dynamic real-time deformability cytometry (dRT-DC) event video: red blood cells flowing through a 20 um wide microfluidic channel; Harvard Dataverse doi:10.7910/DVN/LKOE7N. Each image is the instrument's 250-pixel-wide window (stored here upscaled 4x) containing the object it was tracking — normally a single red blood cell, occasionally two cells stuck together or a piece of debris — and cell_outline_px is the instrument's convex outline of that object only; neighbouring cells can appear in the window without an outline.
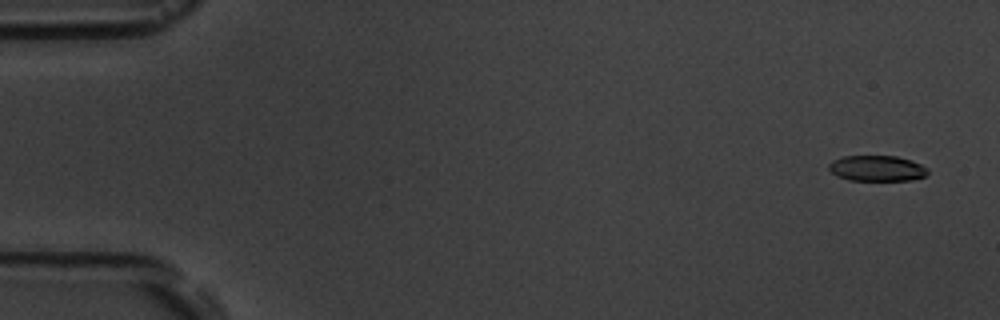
{"species": "common noctule bat (a hibernating species)", "species_latin": "Nyctalus noctula", "temperature_condition": "room temperature", "stored_images_in_passage": 5, "camera_frame_rate_fps": 3000, "um_per_image_px": 0.085, "animal": {"sex": "male", "body_mass_g": 19.5, "forearm_length_mm": 54.6}, "frame": {"image": 1, "passage_image": 1, "time_ms": 0.0, "image_size_px": [1000, 320], "cell_outline_px": [[928, 172], [924, 176], [912, 180], [848, 180], [836, 176], [828, 168], [828, 164], [832, 160], [844, 156], [896, 156], [912, 160], [928, 168]], "centroid_in_image_um": [74.52, 14.3], "position_along_channel_um": 10.5, "area_um2": 14.85}}
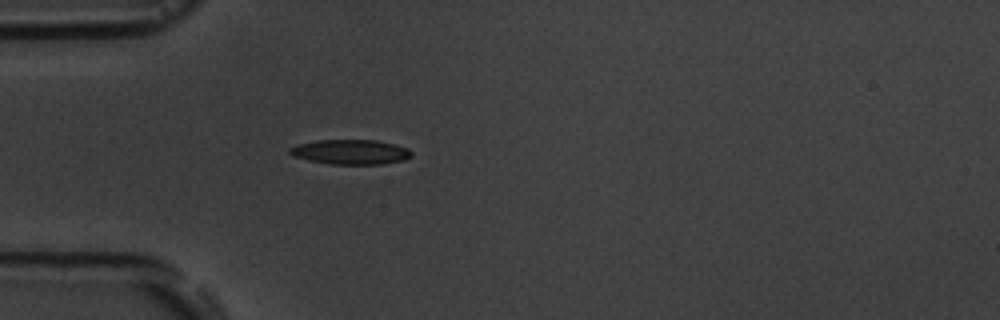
{"frame": {"image": 2, "passage_image": 5, "time_ms": 4.667, "image_size_px": [1000, 320], "cell_outline_px": [[412, 156], [404, 160], [384, 164], [328, 164], [308, 160], [292, 156], [288, 152], [288, 148], [296, 144], [316, 140], [376, 140], [408, 148], [412, 152]], "centroid_in_image_um": [29.76, 12.92], "position_along_channel_um": 55.2, "area_um2": 17.74}}